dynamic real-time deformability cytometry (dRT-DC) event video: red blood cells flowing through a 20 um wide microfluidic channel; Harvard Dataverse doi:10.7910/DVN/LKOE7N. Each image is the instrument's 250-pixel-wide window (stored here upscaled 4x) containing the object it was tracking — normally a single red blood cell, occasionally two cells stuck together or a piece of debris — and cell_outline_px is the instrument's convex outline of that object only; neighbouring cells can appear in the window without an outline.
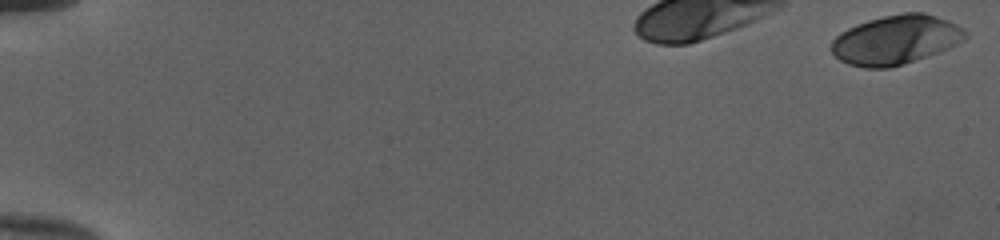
{"species": "human", "species_latin": "Homo sapiens", "temperature_condition": "cold", "stored_images_in_passage": 39, "camera_frame_rate_fps": 3000, "um_per_image_px": 0.085, "donor": {"sex": "female"}, "frame": {"image": 1, "passage_image": 1, "time_ms": 0.0, "image_size_px": [1000, 240], "cell_outline_px": [[968, 36], [964, 40], [940, 52], [904, 64], [888, 68], [864, 68], [848, 64], [840, 60], [832, 52], [832, 40], [840, 32], [856, 24], [868, 20], [884, 16], [904, 12], [924, 12], [948, 20], [964, 28]], "centroid_in_image_um": [76.16, 3.38], "position_along_channel_um": 8.8, "area_um2": 38.49}}
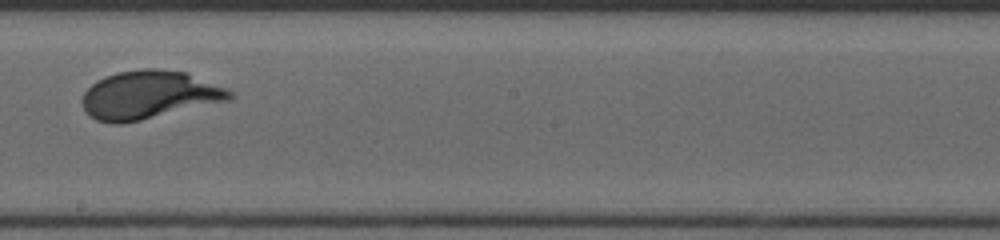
{"frame": {"image": 2, "passage_image": 25, "time_ms": 8.0, "image_size_px": [1000, 240], "cell_outline_px": [[236, 96], [228, 100], [140, 120], [120, 124], [112, 124], [96, 120], [88, 116], [84, 108], [84, 92], [96, 80], [104, 76], [116, 72], [144, 68], [156, 68], [184, 72], [228, 88], [236, 92]], "centroid_in_image_um": [12.67, 8.06], "position_along_channel_um": 235.5, "area_um2": 41.33}}
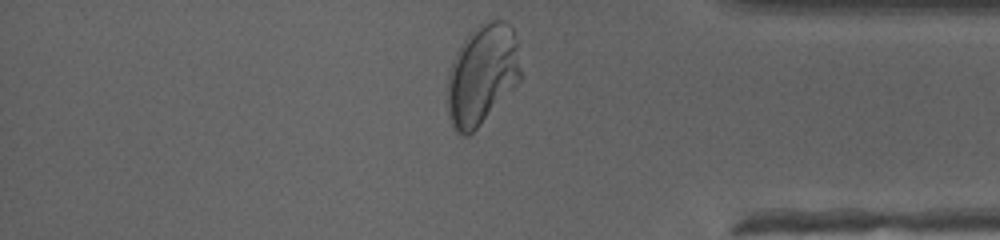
{"frame": {"image": 3, "passage_image": 38, "time_ms": 12.333, "image_size_px": [1000, 240], "cell_outline_px": [[524, 76], [480, 124], [468, 136], [460, 136], [452, 128], [448, 116], [448, 72], [452, 60], [456, 52], [468, 32], [484, 20], [504, 20], [512, 28], [520, 40]], "centroid_in_image_um": [41.03, 6.28], "position_along_channel_um": 394.2, "area_um2": 43.99}, "authors_computed_cell_mechanics": {"area_um2": 39.4774, "velocity_mm_per_s": 3.9689, "shape_relaxation_time_tau1_ms": 3.1371, "shape_relaxation_time_tau2_ms": null, "deformation_change_tau1": 0.1772, "deformation_change_tau2": null}}